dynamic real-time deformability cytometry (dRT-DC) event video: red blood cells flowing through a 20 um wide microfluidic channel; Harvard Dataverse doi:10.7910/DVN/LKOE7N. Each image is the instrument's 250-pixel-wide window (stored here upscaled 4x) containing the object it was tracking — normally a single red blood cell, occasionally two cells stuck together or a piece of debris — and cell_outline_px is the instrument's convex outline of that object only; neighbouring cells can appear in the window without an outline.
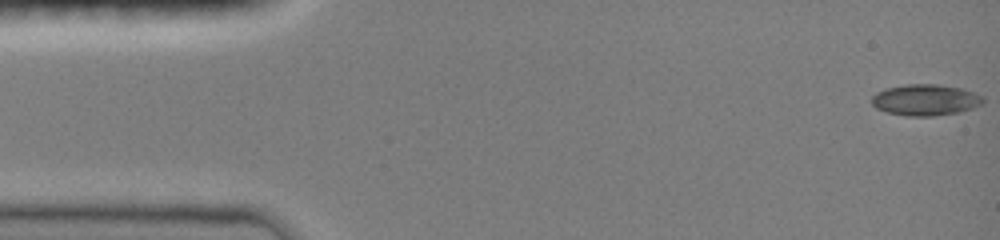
{"species": "common noctule bat (a hibernating species)", "species_latin": "Nyctalus noctula", "temperature_condition": "room temperature", "stored_images_in_passage": 20, "camera_frame_rate_fps": 3000, "um_per_image_px": 0.085, "animal": {"sex": "female", "body_mass_g": 19.0, "forearm_length_mm": 51.5}, "frame": {"image": 1, "passage_image": 1, "time_ms": 0.0, "image_size_px": [1000, 240], "cell_outline_px": [[984, 100], [980, 104], [972, 108], [960, 112], [932, 116], [908, 116], [888, 112], [876, 108], [872, 104], [872, 96], [876, 92], [884, 88], [904, 84], [936, 84], [960, 88], [984, 96]], "centroid_in_image_um": [78.63, 8.49], "position_along_channel_um": 6.4, "area_um2": 20.23}}
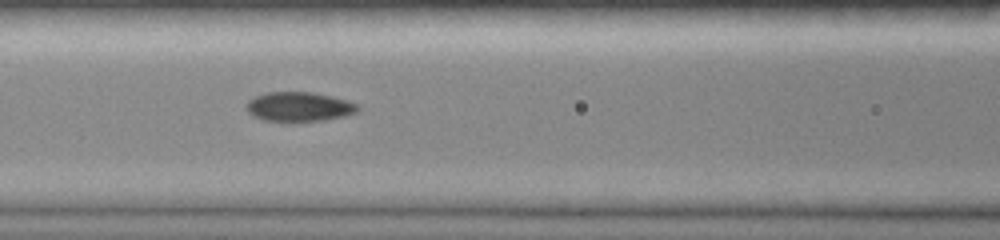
{"frame": {"image": 2, "passage_image": 18, "time_ms": 6.333, "image_size_px": [1000, 240], "cell_outline_px": [[360, 108], [356, 112], [344, 116], [324, 120], [264, 120], [252, 116], [244, 108], [248, 100], [264, 92], [312, 92], [332, 96], [348, 100], [360, 104]], "centroid_in_image_um": [25.42, 9.05], "position_along_channel_um": 141.2, "area_um2": 19.07}}
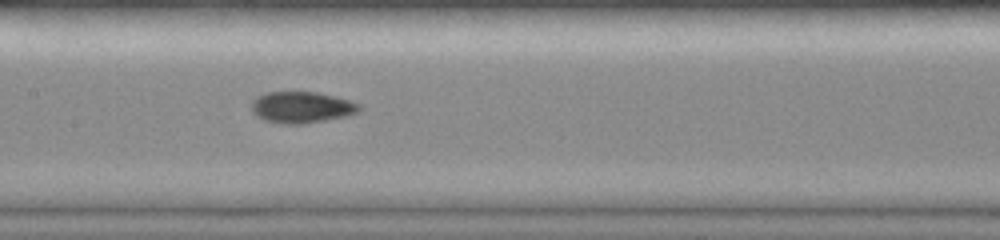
{"frame": {"image": 3, "passage_image": 20, "time_ms": 7.333, "image_size_px": [1000, 240], "cell_outline_px": [[360, 108], [356, 112], [348, 116], [300, 124], [284, 124], [264, 120], [256, 116], [252, 112], [252, 100], [256, 96], [268, 92], [316, 92], [348, 100], [360, 104]], "centroid_in_image_um": [25.59, 9.12], "position_along_channel_um": 181.8, "area_um2": 19.54}}